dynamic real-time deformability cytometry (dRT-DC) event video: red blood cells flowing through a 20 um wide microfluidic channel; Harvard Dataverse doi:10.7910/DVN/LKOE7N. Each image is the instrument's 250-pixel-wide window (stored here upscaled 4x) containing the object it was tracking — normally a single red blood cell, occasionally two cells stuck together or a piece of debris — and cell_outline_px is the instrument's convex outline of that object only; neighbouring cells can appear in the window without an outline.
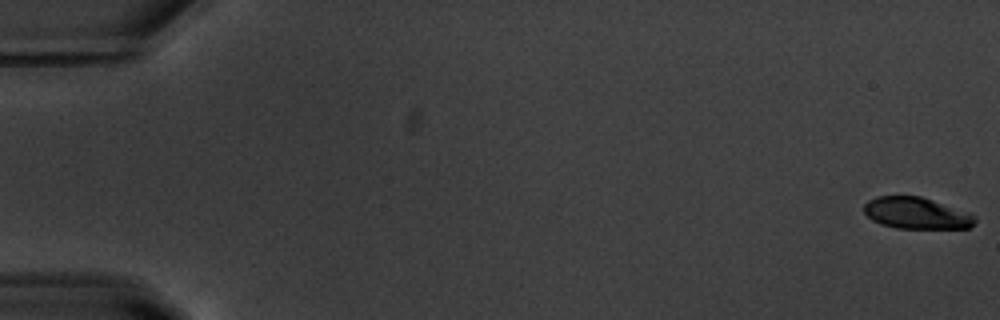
{"species": "common noctule bat (a hibernating species)", "species_latin": "Nyctalus noctula", "temperature_condition": "warm", "stored_images_in_passage": 55, "camera_frame_rate_fps": 3000, "um_per_image_px": 0.085, "animal": {"sex": "male", "body_mass_g": 20.1, "forearm_length_mm": 53.5}, "frame": {"image": 1, "passage_image": 1, "time_ms": 0.0, "image_size_px": [1000, 320], "cell_outline_px": [[976, 220], [968, 228], [896, 228], [880, 224], [872, 220], [864, 212], [864, 204], [868, 200], [876, 196], [920, 196], [968, 212], [976, 216]], "centroid_in_image_um": [77.86, 18.12], "position_along_channel_um": 7.1, "area_um2": 20.29}}
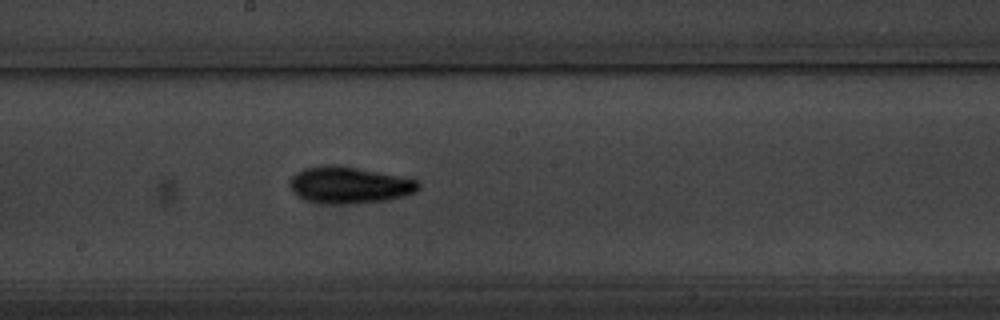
{"frame": {"image": 2, "passage_image": 31, "time_ms": 10.0, "image_size_px": [1000, 320], "cell_outline_px": [[420, 188], [416, 192], [404, 196], [388, 200], [352, 204], [324, 204], [304, 200], [296, 196], [292, 192], [288, 184], [288, 180], [296, 172], [304, 168], [320, 164], [336, 164], [416, 180], [420, 184]], "centroid_in_image_um": [29.6, 15.74], "position_along_channel_um": 218.6, "area_um2": 27.86}}
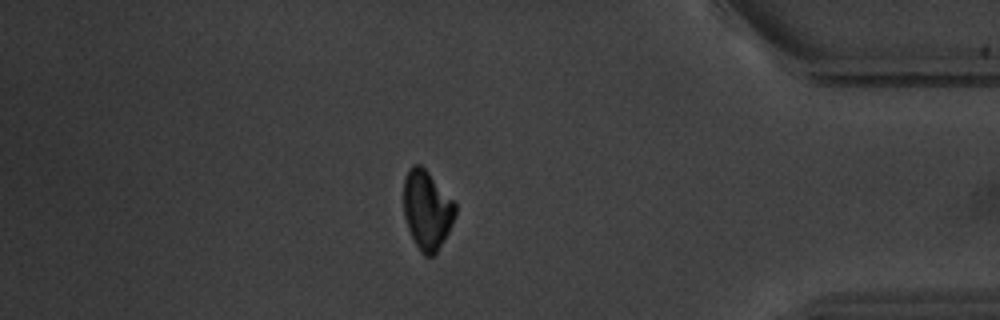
{"frame": {"image": 3, "passage_image": 48, "time_ms": 15.667, "image_size_px": [1000, 320], "cell_outline_px": [[456, 216], [444, 240], [436, 252], [432, 256], [424, 256], [420, 252], [408, 228], [404, 216], [404, 176], [408, 168], [412, 164], [420, 164], [428, 172], [456, 204]], "centroid_in_image_um": [36.28, 17.83], "position_along_channel_um": 398.9, "area_um2": 23.7}, "authors_computed_cell_mechanics": {"area_um2": 24.276, "velocity_mm_per_s": 3.7251, "shape_relaxation_time_tau1_ms": 2.4919, "shape_relaxation_time_tau2_ms": 2.2869, "deformation_change_tau1": 0.1243, "deformation_change_tau2": 0.0575}}